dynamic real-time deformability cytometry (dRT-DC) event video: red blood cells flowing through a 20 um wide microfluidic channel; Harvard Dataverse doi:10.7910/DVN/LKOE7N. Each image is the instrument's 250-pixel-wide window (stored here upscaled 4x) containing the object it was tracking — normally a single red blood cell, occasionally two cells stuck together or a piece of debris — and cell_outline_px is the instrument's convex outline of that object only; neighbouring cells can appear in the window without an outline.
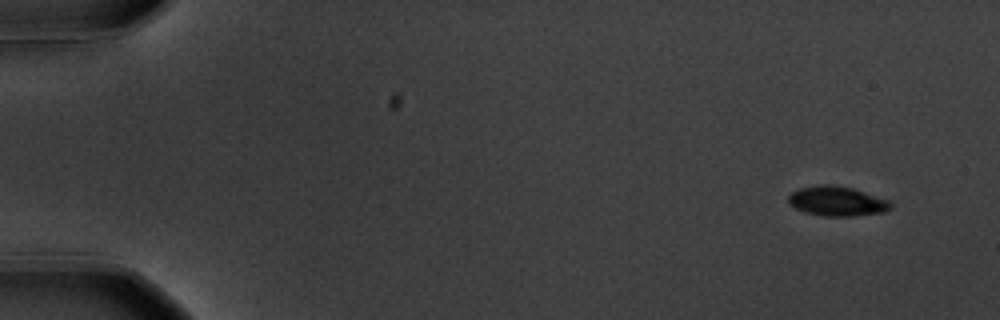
{"species": "common noctule bat (a hibernating species)", "species_latin": "Nyctalus noctula", "temperature_condition": "warm", "stored_images_in_passage": 55, "camera_frame_rate_fps": 3000, "um_per_image_px": 0.085, "animal": {"sex": "male", "body_mass_g": 20.1, "forearm_length_mm": 53.5}, "frame": {"image": 1, "passage_image": 1, "time_ms": 0.0, "image_size_px": [1000, 320], "cell_outline_px": [[892, 208], [884, 212], [852, 216], [824, 216], [804, 212], [796, 208], [788, 200], [788, 196], [792, 192], [800, 188], [820, 184], [824, 184], [852, 188], [888, 200], [892, 204]], "centroid_in_image_um": [71.15, 17.11], "position_along_channel_um": 13.8, "area_um2": 17.46}}
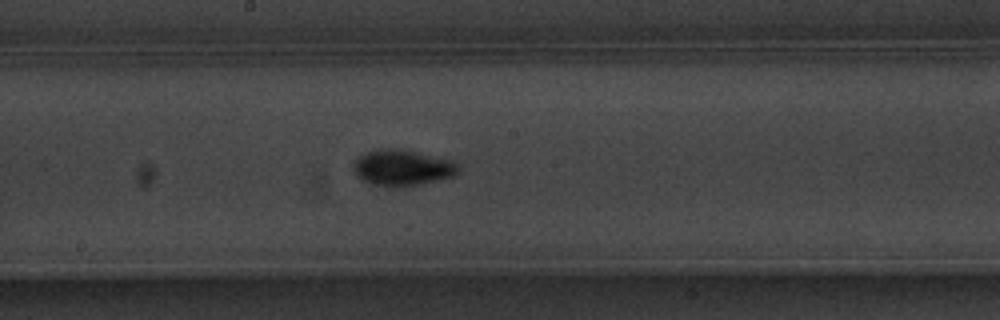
{"frame": {"image": 2, "passage_image": 29, "time_ms": 9.333, "image_size_px": [1000, 320], "cell_outline_px": [[460, 168], [456, 176], [420, 184], [400, 188], [396, 188], [372, 184], [364, 180], [352, 168], [352, 164], [360, 156], [368, 152], [380, 148], [396, 148], [416, 152], [452, 160]], "centroid_in_image_um": [34.22, 14.27], "position_along_channel_um": 214.0, "area_um2": 21.96}}
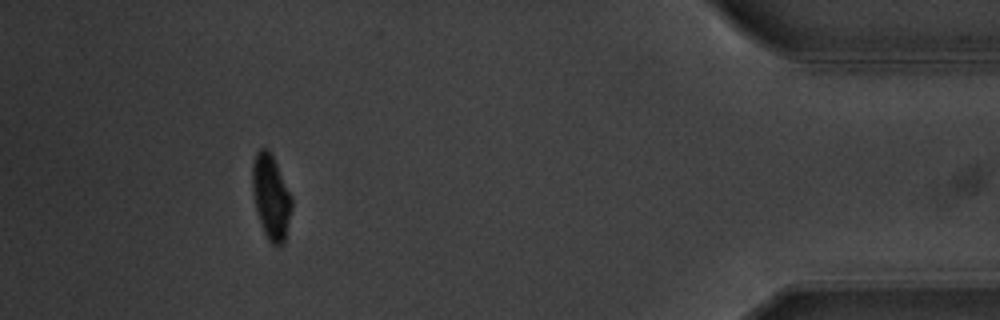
{"frame": {"image": 3, "passage_image": 50, "time_ms": 16.333, "image_size_px": [1000, 320], "cell_outline_px": [[292, 208], [284, 244], [272, 244], [268, 240], [260, 224], [256, 208], [252, 188], [252, 164], [256, 152], [260, 148], [268, 148], [292, 196]], "centroid_in_image_um": [23.03, 16.75], "position_along_channel_um": 412.2, "area_um2": 19.31}, "authors_computed_cell_mechanics": {"area_um2": 18.785, "velocity_mm_per_s": 3.5775, "shape_relaxation_time_tau1_ms": 2.3085, "shape_relaxation_time_tau2_ms": 1.3198, "deformation_change_tau1": 0.1545, "deformation_change_tau2": 0.035}}